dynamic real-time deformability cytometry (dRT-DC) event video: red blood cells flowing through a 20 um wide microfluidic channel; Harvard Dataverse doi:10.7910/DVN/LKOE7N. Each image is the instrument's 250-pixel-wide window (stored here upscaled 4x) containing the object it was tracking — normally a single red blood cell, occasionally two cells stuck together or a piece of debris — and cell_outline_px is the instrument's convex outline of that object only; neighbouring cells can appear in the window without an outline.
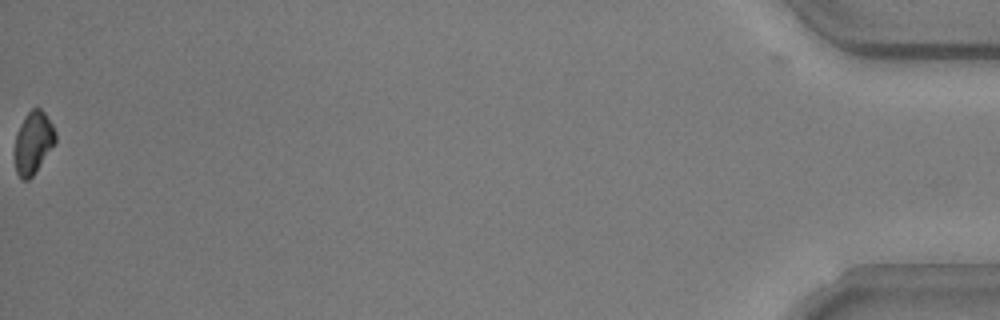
{"species": "common noctule bat (a hibernating species)", "species_latin": "Nyctalus noctula", "temperature_condition": "warm", "stored_images_in_passage": 55, "camera_frame_rate_fps": 3000, "um_per_image_px": 0.085, "animal": {"sex": "male", "body_mass_g": 20.5, "forearm_length_mm": 52.5}, "frame": {"image": 1, "passage_image": 55, "time_ms": 18.0, "image_size_px": [1000, 320], "cell_outline_px": [[56, 140], [32, 176], [28, 180], [24, 180], [16, 172], [12, 152], [16, 136], [20, 124], [28, 112], [32, 108], [40, 108], [44, 112], [52, 124], [56, 132]], "centroid_in_image_um": [2.78, 12.12], "position_along_channel_um": 432.4, "area_um2": 14.74}, "authors_computed_cell_mechanics": {"area_um2": 17.8602, "velocity_mm_per_s": 3.7422, "shape_relaxation_time_tau1_ms": 2.8859, "shape_relaxation_time_tau2_ms": null, "deformation_change_tau1": 0.1134, "deformation_change_tau2": null}}